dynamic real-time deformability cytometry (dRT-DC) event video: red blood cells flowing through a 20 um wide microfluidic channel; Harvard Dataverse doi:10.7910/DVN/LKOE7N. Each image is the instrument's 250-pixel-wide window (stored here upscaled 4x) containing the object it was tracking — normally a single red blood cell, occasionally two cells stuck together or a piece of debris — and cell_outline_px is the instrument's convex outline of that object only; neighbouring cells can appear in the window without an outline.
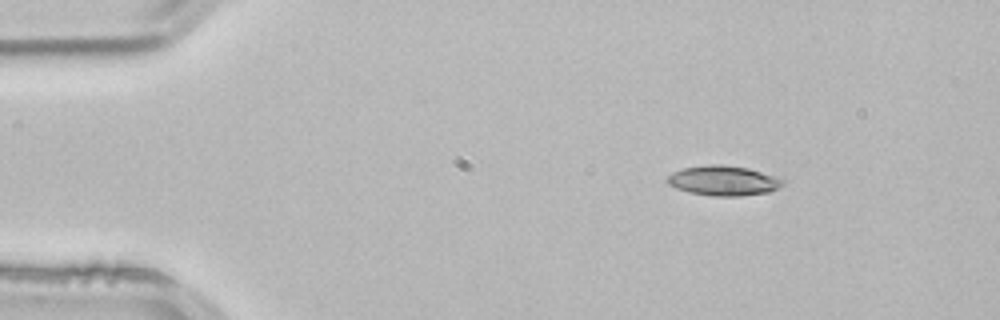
{"species": "common noctule bat (a hibernating species)", "species_latin": "Nyctalus noctula", "temperature_condition": "room temperature", "stored_images_in_passage": 3, "camera_frame_rate_fps": 3000, "um_per_image_px": 0.085, "animal": {"sex": "male", "body_mass_g": 21.5, "forearm_length_mm": 52.0}, "frame": {"image": 1, "passage_image": 1, "time_ms": 0.0, "image_size_px": [1000, 320], "cell_outline_px": [[784, 184], [768, 192], [740, 196], [716, 196], [688, 192], [676, 188], [668, 184], [664, 180], [672, 172], [684, 168], [704, 164], [720, 164], [748, 168], [784, 180]], "centroid_in_image_um": [61.42, 15.35], "position_along_channel_um": 23.6, "area_um2": 20.0}}